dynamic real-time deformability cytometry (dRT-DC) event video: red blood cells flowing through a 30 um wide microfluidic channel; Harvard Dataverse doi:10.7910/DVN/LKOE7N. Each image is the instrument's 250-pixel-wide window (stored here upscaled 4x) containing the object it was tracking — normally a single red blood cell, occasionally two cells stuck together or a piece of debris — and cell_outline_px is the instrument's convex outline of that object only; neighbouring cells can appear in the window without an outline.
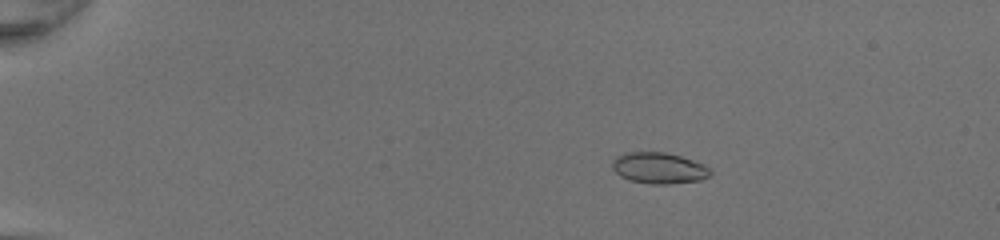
{"species": "common noctule bat (a hibernating species)", "species_latin": "Nyctalus noctula", "temperature_condition": "room temperature", "stored_images_in_passage": 52, "camera_frame_rate_fps": 3000, "um_per_image_px": 0.085, "animal": {"sex": "female", "body_mass_g": 20.0, "forearm_length_mm": 54.0}, "frame": {"image": 1, "passage_image": 11, "time_ms": 3.333, "image_size_px": [1000, 240], "cell_outline_px": [[712, 172], [708, 176], [700, 180], [668, 184], [652, 184], [628, 180], [620, 176], [612, 168], [612, 160], [616, 156], [628, 152], [664, 152], [680, 156], [704, 164]], "centroid_in_image_um": [55.98, 14.28], "position_along_channel_um": 29.0, "area_um2": 17.74}}
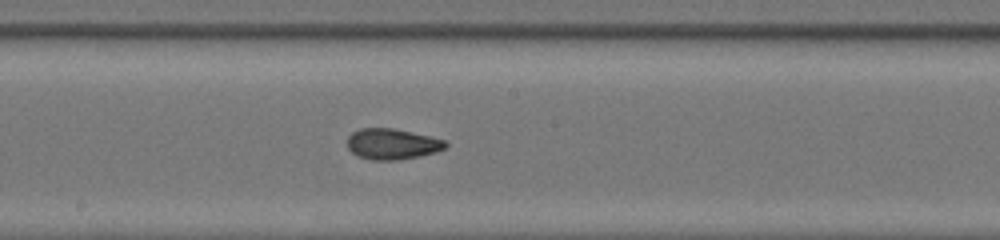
{"frame": {"image": 2, "passage_image": 31, "time_ms": 10.0, "image_size_px": [1000, 240], "cell_outline_px": [[448, 144], [444, 148], [436, 152], [420, 156], [396, 160], [372, 160], [360, 156], [352, 152], [348, 148], [348, 136], [352, 132], [360, 128], [396, 128], [444, 140]], "centroid_in_image_um": [33.32, 12.23], "position_along_channel_um": 214.9, "area_um2": 17.51}}
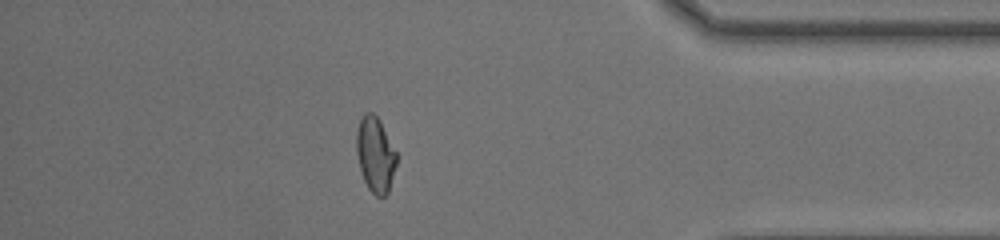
{"frame": {"image": 3, "passage_image": 46, "time_ms": 15.0, "image_size_px": [1000, 240], "cell_outline_px": [[396, 164], [388, 192], [384, 196], [376, 196], [368, 188], [364, 180], [360, 168], [356, 152], [356, 132], [360, 120], [364, 112], [372, 112], [380, 120], [396, 152]], "centroid_in_image_um": [31.89, 13.12], "position_along_channel_um": 403.3, "area_um2": 17.4}, "authors_computed_cell_mechanics": {"area_um2": 17.7735, "velocity_mm_per_s": 4.2945, "shape_relaxation_time_tau1_ms": null, "shape_relaxation_time_tau2_ms": 1.2229, "deformation_change_tau1": null, "deformation_change_tau2": 0.0635}}